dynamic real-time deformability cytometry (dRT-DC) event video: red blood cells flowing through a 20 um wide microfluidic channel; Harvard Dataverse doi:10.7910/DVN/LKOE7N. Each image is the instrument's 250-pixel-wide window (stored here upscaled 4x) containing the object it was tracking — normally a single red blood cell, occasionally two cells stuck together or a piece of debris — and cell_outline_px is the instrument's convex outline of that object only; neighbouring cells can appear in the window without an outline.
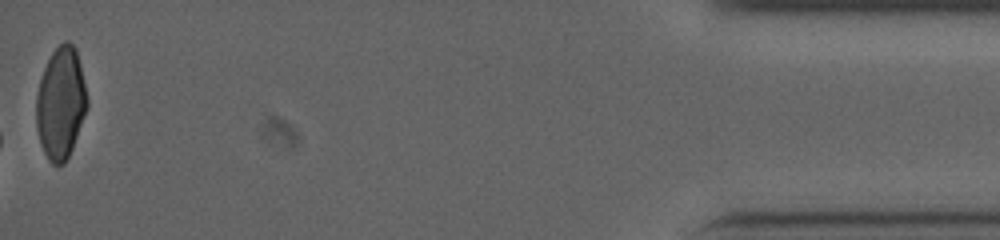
{"species": "human", "species_latin": "Homo sapiens", "temperature_condition": "cold", "stored_images_in_passage": 46, "camera_frame_rate_fps": 3000, "um_per_image_px": 0.085, "donor": {"sex": "male"}, "frame": {"image": 1, "passage_image": 46, "time_ms": 19.0, "image_size_px": [1000, 240], "cell_outline_px": [[88, 104], [72, 148], [64, 164], [52, 164], [48, 160], [44, 152], [36, 128], [36, 96], [40, 80], [44, 68], [52, 52], [64, 40], [68, 40], [76, 48], [80, 64], [88, 100]], "centroid_in_image_um": [5.15, 8.75], "position_along_channel_um": 430.0, "area_um2": 32.89}, "authors_computed_cell_mechanics": {"area_um2": 40.7779, "velocity_mm_per_s": 3.803, "shape_relaxation_time_tau1_ms": null, "shape_relaxation_time_tau2_ms": 1.0728, "deformation_change_tau1": null, "deformation_change_tau2": 0.0784}}